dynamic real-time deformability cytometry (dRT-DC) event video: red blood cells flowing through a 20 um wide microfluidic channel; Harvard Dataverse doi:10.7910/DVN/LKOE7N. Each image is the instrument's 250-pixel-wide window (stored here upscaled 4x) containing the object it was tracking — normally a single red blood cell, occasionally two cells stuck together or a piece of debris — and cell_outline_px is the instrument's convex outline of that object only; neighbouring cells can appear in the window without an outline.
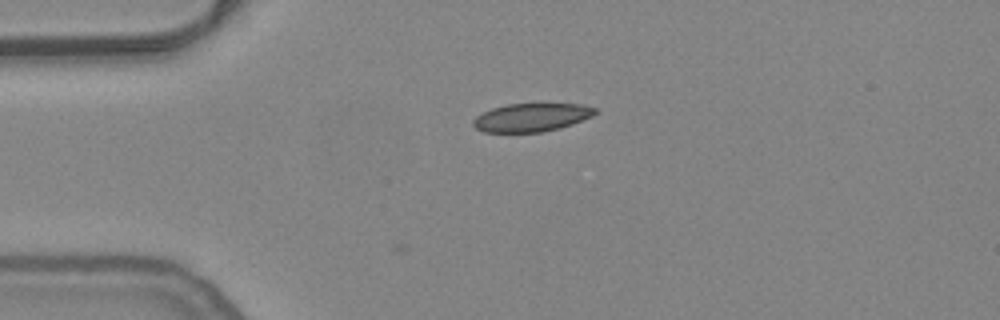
{"species": "common noctule bat (a hibernating species)", "species_latin": "Nyctalus noctula", "temperature_condition": "warm", "stored_images_in_passage": 31, "camera_frame_rate_fps": 3000, "um_per_image_px": 0.085, "animal": {"sex": "female", "body_mass_g": 24.6, "forearm_length_mm": 56.2}, "frame": {"image": 1, "passage_image": 1, "time_ms": 0.0, "image_size_px": [1000, 320], "cell_outline_px": [[596, 112], [592, 116], [572, 124], [560, 128], [540, 132], [484, 132], [476, 128], [472, 124], [472, 120], [476, 116], [492, 108], [508, 104], [544, 100], [584, 104], [596, 108]], "centroid_in_image_um": [45.23, 9.91], "position_along_channel_um": 39.8, "area_um2": 21.1}}
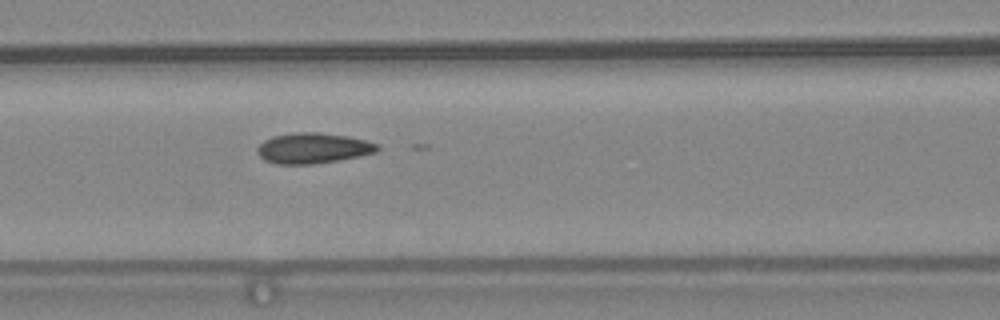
{"frame": {"image": 2, "passage_image": 11, "time_ms": 3.333, "image_size_px": [1000, 320], "cell_outline_px": [[380, 148], [376, 152], [360, 156], [340, 160], [312, 164], [276, 164], [264, 160], [256, 152], [256, 148], [264, 140], [272, 136], [296, 132], [320, 132], [348, 136], [364, 140], [376, 144]], "centroid_in_image_um": [26.58, 12.59], "position_along_channel_um": 140.0, "area_um2": 21.44}}
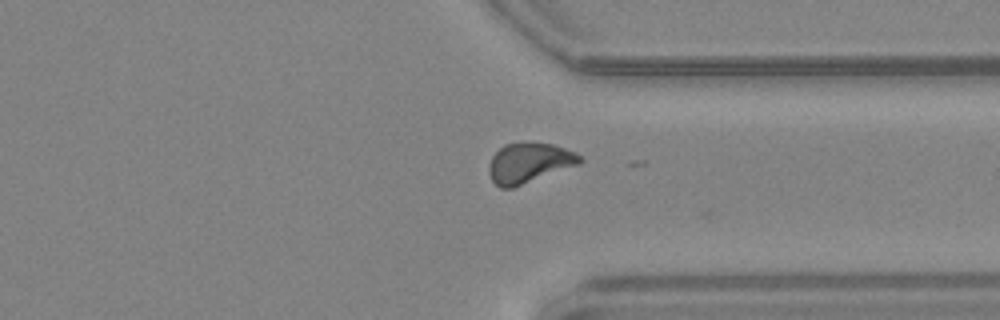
{"frame": {"image": 3, "passage_image": 29, "time_ms": 9.333, "image_size_px": [1000, 320], "cell_outline_px": [[584, 160], [580, 164], [512, 188], [500, 188], [492, 180], [488, 172], [488, 164], [492, 156], [504, 144], [552, 144], [576, 152]], "centroid_in_image_um": [44.97, 13.87], "position_along_channel_um": 366.4, "area_um2": 20.92}}